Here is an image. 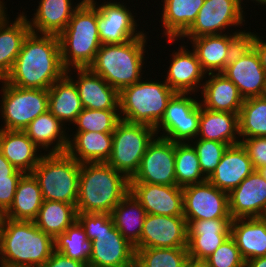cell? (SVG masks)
Wrapping results in <instances>:
<instances>
[{
  "instance_id": "cell-4",
  "label": "cell",
  "mask_w": 266,
  "mask_h": 267,
  "mask_svg": "<svg viewBox=\"0 0 266 267\" xmlns=\"http://www.w3.org/2000/svg\"><path fill=\"white\" fill-rule=\"evenodd\" d=\"M91 241L89 267H135V248L115 227L111 214L77 213Z\"/></svg>"
},
{
  "instance_id": "cell-46",
  "label": "cell",
  "mask_w": 266,
  "mask_h": 267,
  "mask_svg": "<svg viewBox=\"0 0 266 267\" xmlns=\"http://www.w3.org/2000/svg\"><path fill=\"white\" fill-rule=\"evenodd\" d=\"M24 173L17 170L9 177H0V209L6 212L13 203L18 181Z\"/></svg>"
},
{
  "instance_id": "cell-17",
  "label": "cell",
  "mask_w": 266,
  "mask_h": 267,
  "mask_svg": "<svg viewBox=\"0 0 266 267\" xmlns=\"http://www.w3.org/2000/svg\"><path fill=\"white\" fill-rule=\"evenodd\" d=\"M229 34V35H228ZM247 32L236 30L227 34H216L188 38L201 68L206 74L222 73L231 60L234 51L245 40Z\"/></svg>"
},
{
  "instance_id": "cell-24",
  "label": "cell",
  "mask_w": 266,
  "mask_h": 267,
  "mask_svg": "<svg viewBox=\"0 0 266 267\" xmlns=\"http://www.w3.org/2000/svg\"><path fill=\"white\" fill-rule=\"evenodd\" d=\"M254 170L246 149L239 143L228 146L207 180L219 190L230 193Z\"/></svg>"
},
{
  "instance_id": "cell-1",
  "label": "cell",
  "mask_w": 266,
  "mask_h": 267,
  "mask_svg": "<svg viewBox=\"0 0 266 267\" xmlns=\"http://www.w3.org/2000/svg\"><path fill=\"white\" fill-rule=\"evenodd\" d=\"M65 74L59 37L30 31L4 80L19 88L49 89Z\"/></svg>"
},
{
  "instance_id": "cell-32",
  "label": "cell",
  "mask_w": 266,
  "mask_h": 267,
  "mask_svg": "<svg viewBox=\"0 0 266 267\" xmlns=\"http://www.w3.org/2000/svg\"><path fill=\"white\" fill-rule=\"evenodd\" d=\"M230 236L245 262L266 256V226L259 217L232 219Z\"/></svg>"
},
{
  "instance_id": "cell-43",
  "label": "cell",
  "mask_w": 266,
  "mask_h": 267,
  "mask_svg": "<svg viewBox=\"0 0 266 267\" xmlns=\"http://www.w3.org/2000/svg\"><path fill=\"white\" fill-rule=\"evenodd\" d=\"M195 148L203 175L208 178L219 164L223 153L228 148L226 143L195 138Z\"/></svg>"
},
{
  "instance_id": "cell-52",
  "label": "cell",
  "mask_w": 266,
  "mask_h": 267,
  "mask_svg": "<svg viewBox=\"0 0 266 267\" xmlns=\"http://www.w3.org/2000/svg\"><path fill=\"white\" fill-rule=\"evenodd\" d=\"M6 2H4V0H0V18L2 17V15L7 11V7H5Z\"/></svg>"
},
{
  "instance_id": "cell-40",
  "label": "cell",
  "mask_w": 266,
  "mask_h": 267,
  "mask_svg": "<svg viewBox=\"0 0 266 267\" xmlns=\"http://www.w3.org/2000/svg\"><path fill=\"white\" fill-rule=\"evenodd\" d=\"M54 250L68 258L88 265L91 256V241L78 221L54 239Z\"/></svg>"
},
{
  "instance_id": "cell-22",
  "label": "cell",
  "mask_w": 266,
  "mask_h": 267,
  "mask_svg": "<svg viewBox=\"0 0 266 267\" xmlns=\"http://www.w3.org/2000/svg\"><path fill=\"white\" fill-rule=\"evenodd\" d=\"M71 70L77 72L76 79L71 77ZM66 74L74 81L84 108L119 110V91L111 87L100 75L93 73L89 68H72L66 70Z\"/></svg>"
},
{
  "instance_id": "cell-21",
  "label": "cell",
  "mask_w": 266,
  "mask_h": 267,
  "mask_svg": "<svg viewBox=\"0 0 266 267\" xmlns=\"http://www.w3.org/2000/svg\"><path fill=\"white\" fill-rule=\"evenodd\" d=\"M184 45H179L177 51L172 53L164 81L175 93L195 94L202 89L206 73L201 68L195 51Z\"/></svg>"
},
{
  "instance_id": "cell-3",
  "label": "cell",
  "mask_w": 266,
  "mask_h": 267,
  "mask_svg": "<svg viewBox=\"0 0 266 267\" xmlns=\"http://www.w3.org/2000/svg\"><path fill=\"white\" fill-rule=\"evenodd\" d=\"M130 192V180L106 162L80 166L77 213H108Z\"/></svg>"
},
{
  "instance_id": "cell-18",
  "label": "cell",
  "mask_w": 266,
  "mask_h": 267,
  "mask_svg": "<svg viewBox=\"0 0 266 267\" xmlns=\"http://www.w3.org/2000/svg\"><path fill=\"white\" fill-rule=\"evenodd\" d=\"M187 238L184 216L146 214L140 235V248L187 247Z\"/></svg>"
},
{
  "instance_id": "cell-36",
  "label": "cell",
  "mask_w": 266,
  "mask_h": 267,
  "mask_svg": "<svg viewBox=\"0 0 266 267\" xmlns=\"http://www.w3.org/2000/svg\"><path fill=\"white\" fill-rule=\"evenodd\" d=\"M111 217L121 235L135 249L140 248V235L146 218V211L131 192L113 208Z\"/></svg>"
},
{
  "instance_id": "cell-27",
  "label": "cell",
  "mask_w": 266,
  "mask_h": 267,
  "mask_svg": "<svg viewBox=\"0 0 266 267\" xmlns=\"http://www.w3.org/2000/svg\"><path fill=\"white\" fill-rule=\"evenodd\" d=\"M9 19L7 11L0 18V79L12 70L23 41L31 31L25 12L16 15L14 21Z\"/></svg>"
},
{
  "instance_id": "cell-30",
  "label": "cell",
  "mask_w": 266,
  "mask_h": 267,
  "mask_svg": "<svg viewBox=\"0 0 266 267\" xmlns=\"http://www.w3.org/2000/svg\"><path fill=\"white\" fill-rule=\"evenodd\" d=\"M112 143V133L73 132L68 136L66 153L81 164L107 162Z\"/></svg>"
},
{
  "instance_id": "cell-23",
  "label": "cell",
  "mask_w": 266,
  "mask_h": 267,
  "mask_svg": "<svg viewBox=\"0 0 266 267\" xmlns=\"http://www.w3.org/2000/svg\"><path fill=\"white\" fill-rule=\"evenodd\" d=\"M228 194L232 219L259 217L266 210V179L257 169Z\"/></svg>"
},
{
  "instance_id": "cell-19",
  "label": "cell",
  "mask_w": 266,
  "mask_h": 267,
  "mask_svg": "<svg viewBox=\"0 0 266 267\" xmlns=\"http://www.w3.org/2000/svg\"><path fill=\"white\" fill-rule=\"evenodd\" d=\"M189 257L206 259L231 233L232 218L186 220Z\"/></svg>"
},
{
  "instance_id": "cell-29",
  "label": "cell",
  "mask_w": 266,
  "mask_h": 267,
  "mask_svg": "<svg viewBox=\"0 0 266 267\" xmlns=\"http://www.w3.org/2000/svg\"><path fill=\"white\" fill-rule=\"evenodd\" d=\"M65 127L47 110L29 123L24 132L39 149L45 150L48 154L65 153L69 136Z\"/></svg>"
},
{
  "instance_id": "cell-35",
  "label": "cell",
  "mask_w": 266,
  "mask_h": 267,
  "mask_svg": "<svg viewBox=\"0 0 266 267\" xmlns=\"http://www.w3.org/2000/svg\"><path fill=\"white\" fill-rule=\"evenodd\" d=\"M43 201L37 179L32 173H24L18 181L13 203L5 212V218L34 221Z\"/></svg>"
},
{
  "instance_id": "cell-25",
  "label": "cell",
  "mask_w": 266,
  "mask_h": 267,
  "mask_svg": "<svg viewBox=\"0 0 266 267\" xmlns=\"http://www.w3.org/2000/svg\"><path fill=\"white\" fill-rule=\"evenodd\" d=\"M208 76V77H207ZM206 78L208 80H206ZM201 89L202 100L200 104L203 108L239 114L244 98L240 94L237 86L223 73L206 74Z\"/></svg>"
},
{
  "instance_id": "cell-45",
  "label": "cell",
  "mask_w": 266,
  "mask_h": 267,
  "mask_svg": "<svg viewBox=\"0 0 266 267\" xmlns=\"http://www.w3.org/2000/svg\"><path fill=\"white\" fill-rule=\"evenodd\" d=\"M246 149L254 169L266 166V137H251L240 139Z\"/></svg>"
},
{
  "instance_id": "cell-8",
  "label": "cell",
  "mask_w": 266,
  "mask_h": 267,
  "mask_svg": "<svg viewBox=\"0 0 266 267\" xmlns=\"http://www.w3.org/2000/svg\"><path fill=\"white\" fill-rule=\"evenodd\" d=\"M81 163L65 153H45L32 174L37 179L43 200L61 201L76 206Z\"/></svg>"
},
{
  "instance_id": "cell-56",
  "label": "cell",
  "mask_w": 266,
  "mask_h": 267,
  "mask_svg": "<svg viewBox=\"0 0 266 267\" xmlns=\"http://www.w3.org/2000/svg\"><path fill=\"white\" fill-rule=\"evenodd\" d=\"M259 218L262 220V222L266 226V210L259 216Z\"/></svg>"
},
{
  "instance_id": "cell-44",
  "label": "cell",
  "mask_w": 266,
  "mask_h": 267,
  "mask_svg": "<svg viewBox=\"0 0 266 267\" xmlns=\"http://www.w3.org/2000/svg\"><path fill=\"white\" fill-rule=\"evenodd\" d=\"M205 260L211 267H245V261L231 236Z\"/></svg>"
},
{
  "instance_id": "cell-48",
  "label": "cell",
  "mask_w": 266,
  "mask_h": 267,
  "mask_svg": "<svg viewBox=\"0 0 266 267\" xmlns=\"http://www.w3.org/2000/svg\"><path fill=\"white\" fill-rule=\"evenodd\" d=\"M262 36H258L254 32L247 31L245 40L255 49L257 52L261 65L266 72V41L262 40Z\"/></svg>"
},
{
  "instance_id": "cell-20",
  "label": "cell",
  "mask_w": 266,
  "mask_h": 267,
  "mask_svg": "<svg viewBox=\"0 0 266 267\" xmlns=\"http://www.w3.org/2000/svg\"><path fill=\"white\" fill-rule=\"evenodd\" d=\"M130 192L146 214L184 216L183 192L177 185L130 183Z\"/></svg>"
},
{
  "instance_id": "cell-51",
  "label": "cell",
  "mask_w": 266,
  "mask_h": 267,
  "mask_svg": "<svg viewBox=\"0 0 266 267\" xmlns=\"http://www.w3.org/2000/svg\"><path fill=\"white\" fill-rule=\"evenodd\" d=\"M185 267H211L205 259L189 257Z\"/></svg>"
},
{
  "instance_id": "cell-38",
  "label": "cell",
  "mask_w": 266,
  "mask_h": 267,
  "mask_svg": "<svg viewBox=\"0 0 266 267\" xmlns=\"http://www.w3.org/2000/svg\"><path fill=\"white\" fill-rule=\"evenodd\" d=\"M239 137H266V95L244 99L239 113Z\"/></svg>"
},
{
  "instance_id": "cell-34",
  "label": "cell",
  "mask_w": 266,
  "mask_h": 267,
  "mask_svg": "<svg viewBox=\"0 0 266 267\" xmlns=\"http://www.w3.org/2000/svg\"><path fill=\"white\" fill-rule=\"evenodd\" d=\"M48 110L63 124H73L84 109L74 81L65 74L48 89Z\"/></svg>"
},
{
  "instance_id": "cell-26",
  "label": "cell",
  "mask_w": 266,
  "mask_h": 267,
  "mask_svg": "<svg viewBox=\"0 0 266 267\" xmlns=\"http://www.w3.org/2000/svg\"><path fill=\"white\" fill-rule=\"evenodd\" d=\"M71 1L40 0L34 9L33 17H27L31 32L58 36L67 27L74 11L84 0L75 2V5Z\"/></svg>"
},
{
  "instance_id": "cell-47",
  "label": "cell",
  "mask_w": 266,
  "mask_h": 267,
  "mask_svg": "<svg viewBox=\"0 0 266 267\" xmlns=\"http://www.w3.org/2000/svg\"><path fill=\"white\" fill-rule=\"evenodd\" d=\"M41 267H88V265L68 258L60 252L54 250L51 257Z\"/></svg>"
},
{
  "instance_id": "cell-54",
  "label": "cell",
  "mask_w": 266,
  "mask_h": 267,
  "mask_svg": "<svg viewBox=\"0 0 266 267\" xmlns=\"http://www.w3.org/2000/svg\"><path fill=\"white\" fill-rule=\"evenodd\" d=\"M4 218H5V212L2 209H0V228L3 225Z\"/></svg>"
},
{
  "instance_id": "cell-31",
  "label": "cell",
  "mask_w": 266,
  "mask_h": 267,
  "mask_svg": "<svg viewBox=\"0 0 266 267\" xmlns=\"http://www.w3.org/2000/svg\"><path fill=\"white\" fill-rule=\"evenodd\" d=\"M239 136V114L212 111L201 106L198 139L214 140L231 146L240 143Z\"/></svg>"
},
{
  "instance_id": "cell-33",
  "label": "cell",
  "mask_w": 266,
  "mask_h": 267,
  "mask_svg": "<svg viewBox=\"0 0 266 267\" xmlns=\"http://www.w3.org/2000/svg\"><path fill=\"white\" fill-rule=\"evenodd\" d=\"M163 36L179 39L196 20L204 0H162Z\"/></svg>"
},
{
  "instance_id": "cell-53",
  "label": "cell",
  "mask_w": 266,
  "mask_h": 267,
  "mask_svg": "<svg viewBox=\"0 0 266 267\" xmlns=\"http://www.w3.org/2000/svg\"><path fill=\"white\" fill-rule=\"evenodd\" d=\"M245 1V0H244ZM243 0H239V2H240V4H241V6H242V4H243V2H244ZM246 1H249V0H246ZM251 1H253V3H259L261 6L263 5H266V0H251ZM255 1V2H254Z\"/></svg>"
},
{
  "instance_id": "cell-16",
  "label": "cell",
  "mask_w": 266,
  "mask_h": 267,
  "mask_svg": "<svg viewBox=\"0 0 266 267\" xmlns=\"http://www.w3.org/2000/svg\"><path fill=\"white\" fill-rule=\"evenodd\" d=\"M186 220L231 218L229 194L208 180L182 188Z\"/></svg>"
},
{
  "instance_id": "cell-28",
  "label": "cell",
  "mask_w": 266,
  "mask_h": 267,
  "mask_svg": "<svg viewBox=\"0 0 266 267\" xmlns=\"http://www.w3.org/2000/svg\"><path fill=\"white\" fill-rule=\"evenodd\" d=\"M0 151L6 160L23 173H32L46 153H41L24 131L3 129H0Z\"/></svg>"
},
{
  "instance_id": "cell-6",
  "label": "cell",
  "mask_w": 266,
  "mask_h": 267,
  "mask_svg": "<svg viewBox=\"0 0 266 267\" xmlns=\"http://www.w3.org/2000/svg\"><path fill=\"white\" fill-rule=\"evenodd\" d=\"M58 37L64 68H88L102 45L97 8L89 0H84Z\"/></svg>"
},
{
  "instance_id": "cell-50",
  "label": "cell",
  "mask_w": 266,
  "mask_h": 267,
  "mask_svg": "<svg viewBox=\"0 0 266 267\" xmlns=\"http://www.w3.org/2000/svg\"><path fill=\"white\" fill-rule=\"evenodd\" d=\"M245 267H266V256L247 260Z\"/></svg>"
},
{
  "instance_id": "cell-12",
  "label": "cell",
  "mask_w": 266,
  "mask_h": 267,
  "mask_svg": "<svg viewBox=\"0 0 266 267\" xmlns=\"http://www.w3.org/2000/svg\"><path fill=\"white\" fill-rule=\"evenodd\" d=\"M239 0H204L196 20L179 39H167V43L185 38L226 34L230 27L243 26L246 14Z\"/></svg>"
},
{
  "instance_id": "cell-2",
  "label": "cell",
  "mask_w": 266,
  "mask_h": 267,
  "mask_svg": "<svg viewBox=\"0 0 266 267\" xmlns=\"http://www.w3.org/2000/svg\"><path fill=\"white\" fill-rule=\"evenodd\" d=\"M54 251V239L34 221L4 218L0 228V264L8 267H41Z\"/></svg>"
},
{
  "instance_id": "cell-14",
  "label": "cell",
  "mask_w": 266,
  "mask_h": 267,
  "mask_svg": "<svg viewBox=\"0 0 266 267\" xmlns=\"http://www.w3.org/2000/svg\"><path fill=\"white\" fill-rule=\"evenodd\" d=\"M98 10V31L102 44H122L142 36L145 32L137 28L136 15L130 11L126 3L117 0L106 1L98 5L97 1L89 0ZM138 29V30H137Z\"/></svg>"
},
{
  "instance_id": "cell-42",
  "label": "cell",
  "mask_w": 266,
  "mask_h": 267,
  "mask_svg": "<svg viewBox=\"0 0 266 267\" xmlns=\"http://www.w3.org/2000/svg\"><path fill=\"white\" fill-rule=\"evenodd\" d=\"M121 120L119 110H93L84 108L77 116L75 132L113 133Z\"/></svg>"
},
{
  "instance_id": "cell-10",
  "label": "cell",
  "mask_w": 266,
  "mask_h": 267,
  "mask_svg": "<svg viewBox=\"0 0 266 267\" xmlns=\"http://www.w3.org/2000/svg\"><path fill=\"white\" fill-rule=\"evenodd\" d=\"M0 82V113L4 121L0 129L24 131L29 123L48 110V89L19 88L4 79Z\"/></svg>"
},
{
  "instance_id": "cell-39",
  "label": "cell",
  "mask_w": 266,
  "mask_h": 267,
  "mask_svg": "<svg viewBox=\"0 0 266 267\" xmlns=\"http://www.w3.org/2000/svg\"><path fill=\"white\" fill-rule=\"evenodd\" d=\"M191 143H175V178L176 185L181 188L207 180Z\"/></svg>"
},
{
  "instance_id": "cell-55",
  "label": "cell",
  "mask_w": 266,
  "mask_h": 267,
  "mask_svg": "<svg viewBox=\"0 0 266 267\" xmlns=\"http://www.w3.org/2000/svg\"><path fill=\"white\" fill-rule=\"evenodd\" d=\"M258 170H259V172L262 174L263 178L266 179V166L261 167V168H259Z\"/></svg>"
},
{
  "instance_id": "cell-11",
  "label": "cell",
  "mask_w": 266,
  "mask_h": 267,
  "mask_svg": "<svg viewBox=\"0 0 266 267\" xmlns=\"http://www.w3.org/2000/svg\"><path fill=\"white\" fill-rule=\"evenodd\" d=\"M190 95L175 93L172 96L161 121L155 127L156 136L163 131L160 137L175 143L193 142L197 138L201 104L200 100Z\"/></svg>"
},
{
  "instance_id": "cell-49",
  "label": "cell",
  "mask_w": 266,
  "mask_h": 267,
  "mask_svg": "<svg viewBox=\"0 0 266 267\" xmlns=\"http://www.w3.org/2000/svg\"><path fill=\"white\" fill-rule=\"evenodd\" d=\"M17 169L3 156L0 151V177H9L13 175Z\"/></svg>"
},
{
  "instance_id": "cell-37",
  "label": "cell",
  "mask_w": 266,
  "mask_h": 267,
  "mask_svg": "<svg viewBox=\"0 0 266 267\" xmlns=\"http://www.w3.org/2000/svg\"><path fill=\"white\" fill-rule=\"evenodd\" d=\"M76 221L77 209L74 204L44 200L34 223L41 231L55 239Z\"/></svg>"
},
{
  "instance_id": "cell-5",
  "label": "cell",
  "mask_w": 266,
  "mask_h": 267,
  "mask_svg": "<svg viewBox=\"0 0 266 267\" xmlns=\"http://www.w3.org/2000/svg\"><path fill=\"white\" fill-rule=\"evenodd\" d=\"M147 34L122 44H102L88 68L118 91L140 81L147 58L144 57Z\"/></svg>"
},
{
  "instance_id": "cell-15",
  "label": "cell",
  "mask_w": 266,
  "mask_h": 267,
  "mask_svg": "<svg viewBox=\"0 0 266 267\" xmlns=\"http://www.w3.org/2000/svg\"><path fill=\"white\" fill-rule=\"evenodd\" d=\"M130 183L176 185L175 142L155 136L148 144L140 167Z\"/></svg>"
},
{
  "instance_id": "cell-41",
  "label": "cell",
  "mask_w": 266,
  "mask_h": 267,
  "mask_svg": "<svg viewBox=\"0 0 266 267\" xmlns=\"http://www.w3.org/2000/svg\"><path fill=\"white\" fill-rule=\"evenodd\" d=\"M187 247L135 249V267H185Z\"/></svg>"
},
{
  "instance_id": "cell-9",
  "label": "cell",
  "mask_w": 266,
  "mask_h": 267,
  "mask_svg": "<svg viewBox=\"0 0 266 267\" xmlns=\"http://www.w3.org/2000/svg\"><path fill=\"white\" fill-rule=\"evenodd\" d=\"M112 136V151L106 163L130 180L137 173L148 144L156 136L155 128L121 119Z\"/></svg>"
},
{
  "instance_id": "cell-7",
  "label": "cell",
  "mask_w": 266,
  "mask_h": 267,
  "mask_svg": "<svg viewBox=\"0 0 266 267\" xmlns=\"http://www.w3.org/2000/svg\"><path fill=\"white\" fill-rule=\"evenodd\" d=\"M157 81L141 79L119 91V112L122 120L154 128L157 126L169 100L175 94L164 80Z\"/></svg>"
},
{
  "instance_id": "cell-13",
  "label": "cell",
  "mask_w": 266,
  "mask_h": 267,
  "mask_svg": "<svg viewBox=\"0 0 266 267\" xmlns=\"http://www.w3.org/2000/svg\"><path fill=\"white\" fill-rule=\"evenodd\" d=\"M244 99L266 95V72L255 49L244 40L222 72Z\"/></svg>"
}]
</instances>
